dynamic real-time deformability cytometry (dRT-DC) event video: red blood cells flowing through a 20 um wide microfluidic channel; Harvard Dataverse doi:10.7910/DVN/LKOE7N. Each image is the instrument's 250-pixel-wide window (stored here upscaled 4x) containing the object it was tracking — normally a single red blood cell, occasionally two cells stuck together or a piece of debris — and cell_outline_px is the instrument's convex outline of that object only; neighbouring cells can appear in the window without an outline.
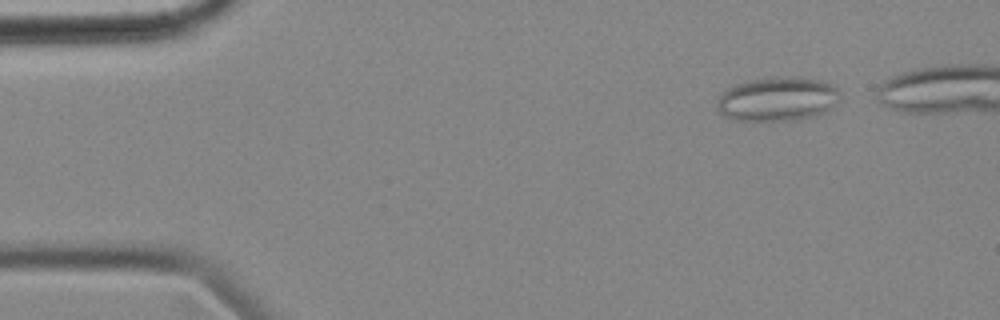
{"species": "common noctule bat (a hibernating species)", "species_latin": "Nyctalus noctula", "temperature_condition": "cold", "stored_images_in_passage": 47, "camera_frame_rate_fps": 3000, "um_per_image_px": 0.085, "animal": {"sex": "female", "body_mass_g": 18.4}, "frame": {"image": 1, "passage_image": 4, "time_ms": 1.0, "image_size_px": [1000, 320], "cell_outline_px": [[840, 92], [820, 112], [808, 116], [792, 120], [736, 120], [724, 116], [720, 112], [720, 96], [728, 88], [736, 84], [752, 80], [776, 76], [800, 76], [820, 80], [832, 84]], "centroid_in_image_um": [66.02, 8.38], "position_along_channel_um": 19.0, "area_um2": 30.4}}
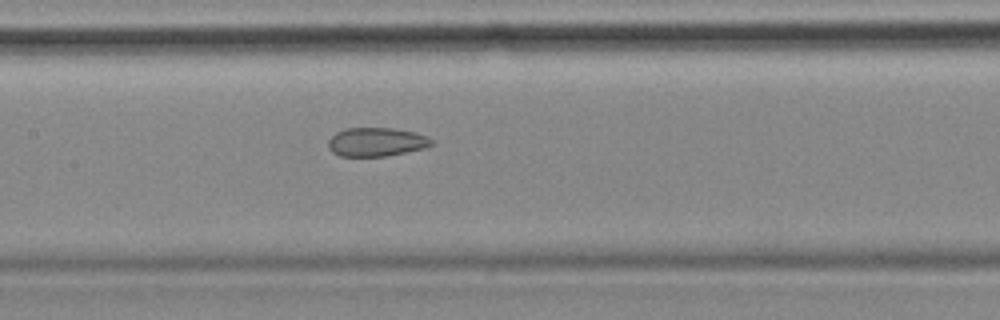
{"frame": {"image": 2, "passage_image": 24, "time_ms": 7.667, "image_size_px": [1000, 320], "cell_outline_px": [[432, 144], [424, 148], [384, 156], [340, 156], [332, 152], [328, 148], [328, 140], [336, 132], [344, 128], [392, 128], [416, 132], [428, 136], [432, 140]], "centroid_in_image_um": [31.96, 12.06], "position_along_channel_um": 175.4, "area_um2": 17.28}}
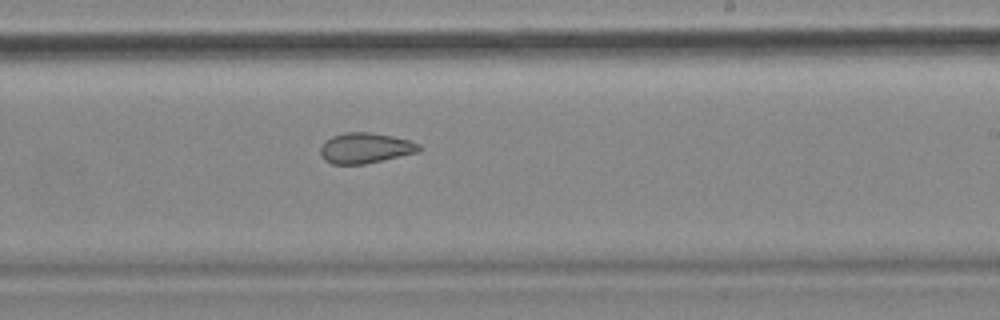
{"frame": {"image": 3, "passage_image": 31, "time_ms": 10.0, "image_size_px": [1000, 320], "cell_outline_px": [[420, 148], [416, 152], [364, 164], [332, 164], [324, 160], [320, 152], [320, 148], [324, 140], [332, 136], [344, 132], [372, 132], [392, 136], [408, 140], [420, 144]], "centroid_in_image_um": [30.99, 12.57], "position_along_channel_um": 258.0, "area_um2": 17.4}, "authors_computed_cell_mechanics": {"area_um2": 18.785, "velocity_mm_per_s": 3.5638, "shape_relaxation_time_tau1_ms": null, "shape_relaxation_time_tau2_ms": 2.1516, "deformation_change_tau1": null, "deformation_change_tau2": 0.0854}}